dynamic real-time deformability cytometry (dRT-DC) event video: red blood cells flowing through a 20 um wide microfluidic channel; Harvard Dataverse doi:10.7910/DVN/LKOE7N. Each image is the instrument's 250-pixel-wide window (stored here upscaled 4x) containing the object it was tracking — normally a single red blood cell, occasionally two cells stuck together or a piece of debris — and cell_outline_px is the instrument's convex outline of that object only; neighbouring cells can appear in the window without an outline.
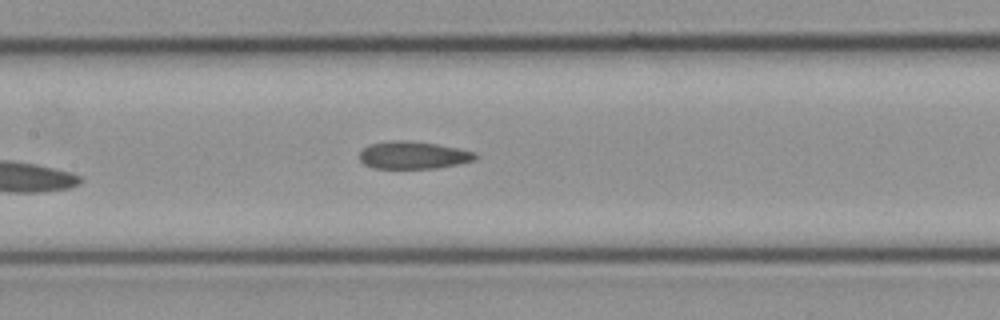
{"species": "common noctule bat (a hibernating species)", "species_latin": "Nyctalus noctula", "temperature_condition": "cold", "stored_images_in_passage": 13, "camera_frame_rate_fps": 3000, "um_per_image_px": 0.085, "animal": {"sex": "female", "body_mass_g": 21.9}, "frame": {"image": 1, "passage_image": 13, "time_ms": 4.0, "image_size_px": [1000, 320], "cell_outline_px": [[480, 156], [476, 160], [436, 168], [376, 168], [364, 164], [360, 160], [360, 152], [368, 144], [388, 140], [404, 140], [436, 144], [476, 152]], "centroid_in_image_um": [35.13, 13.18], "position_along_channel_um": 172.3, "area_um2": 18.55}}